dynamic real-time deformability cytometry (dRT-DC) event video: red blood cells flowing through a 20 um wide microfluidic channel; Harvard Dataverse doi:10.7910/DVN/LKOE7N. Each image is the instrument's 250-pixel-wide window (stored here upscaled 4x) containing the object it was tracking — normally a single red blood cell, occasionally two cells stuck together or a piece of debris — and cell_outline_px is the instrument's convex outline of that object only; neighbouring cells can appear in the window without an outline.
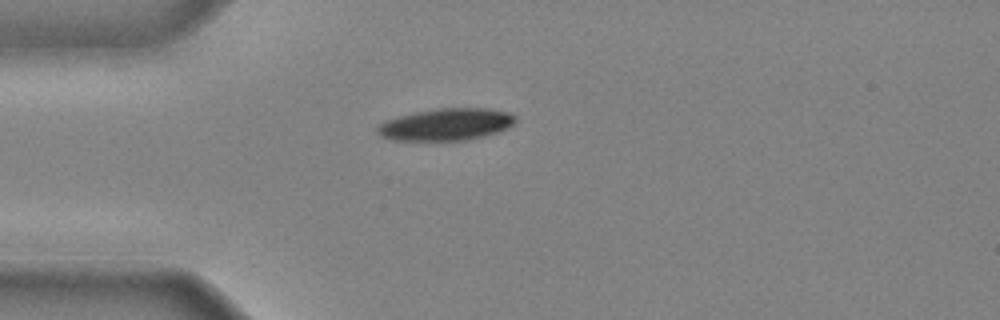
{"species": "common noctule bat (a hibernating species)", "species_latin": "Nyctalus noctula", "temperature_condition": "cold", "stored_images_in_passage": 29, "camera_frame_rate_fps": 3000, "um_per_image_px": 0.085, "animal": {"sex": "male", "body_mass_g": 20.4}, "frame": {"image": 1, "passage_image": 1, "time_ms": 0.0, "image_size_px": [1000, 320], "cell_outline_px": [[516, 124], [508, 128], [484, 136], [468, 140], [392, 140], [380, 136], [376, 132], [376, 128], [380, 124], [388, 120], [400, 116], [416, 112], [436, 108], [488, 108], [508, 112], [516, 116]], "centroid_in_image_um": [37.96, 10.58], "position_along_channel_um": 47.0, "area_um2": 25.78}}
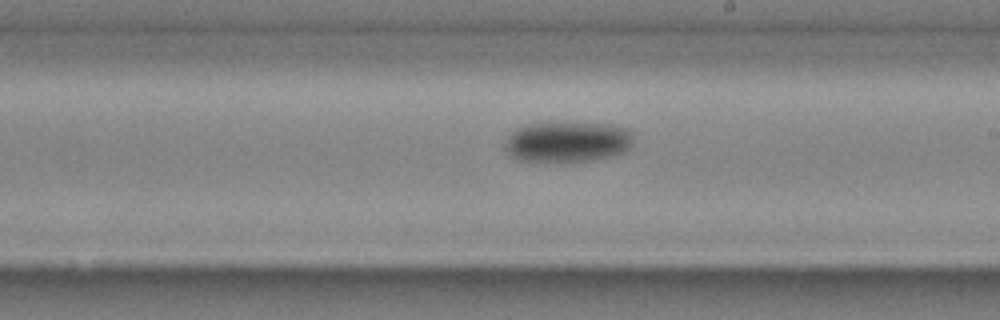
{"frame": {"image": 2, "passage_image": 15, "time_ms": 4.667, "image_size_px": [1000, 320], "cell_outline_px": [[632, 148], [628, 152], [612, 156], [592, 160], [520, 160], [512, 156], [504, 148], [504, 144], [508, 136], [516, 128], [528, 124], [556, 120], [564, 120], [612, 124], [628, 128], [632, 132]], "centroid_in_image_um": [48.3, 11.98], "position_along_channel_um": 240.7, "area_um2": 31.27}}
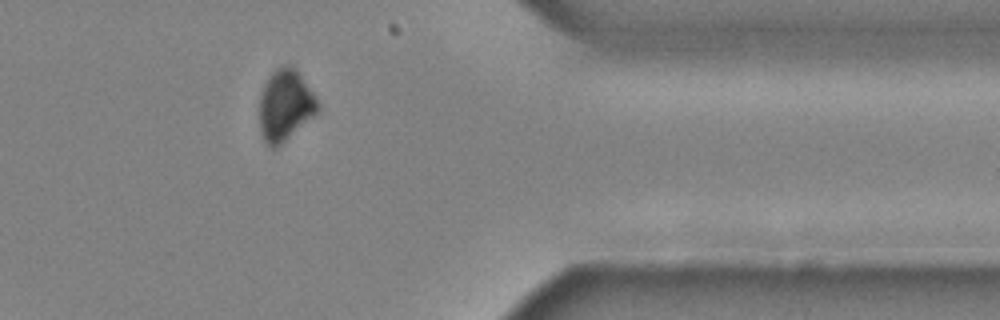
{"frame": {"image": 3, "passage_image": 26, "time_ms": 8.333, "image_size_px": [1000, 320], "cell_outline_px": [[320, 108], [312, 116], [276, 148], [272, 148], [264, 140], [260, 128], [260, 96], [264, 84], [268, 76], [276, 68], [284, 64], [288, 64], [296, 68], [316, 96], [320, 104]], "centroid_in_image_um": [24.24, 8.89], "position_along_channel_um": 387.2, "area_um2": 23.99}}